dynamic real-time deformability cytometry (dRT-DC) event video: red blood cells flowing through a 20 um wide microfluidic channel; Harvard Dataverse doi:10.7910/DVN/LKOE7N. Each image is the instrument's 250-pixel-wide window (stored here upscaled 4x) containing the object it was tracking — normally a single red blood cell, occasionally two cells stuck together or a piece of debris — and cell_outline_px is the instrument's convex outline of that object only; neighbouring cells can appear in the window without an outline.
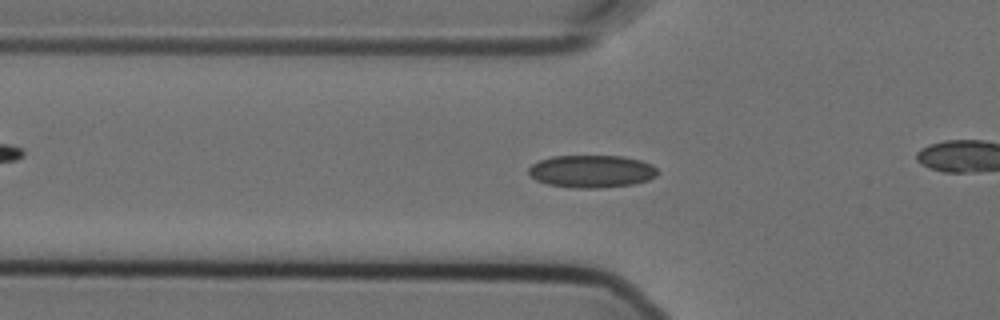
{"species": "Egyptian fruit bat (a non-hibernating species)", "species_latin": "Rousettus aegyptiacus", "temperature_condition": "cold", "stored_images_in_passage": 46, "camera_frame_rate_fps": 3000, "um_per_image_px": 0.085, "animal": {"sex": "female"}, "frame": {"image": 1, "passage_image": 19, "time_ms": 6.0, "image_size_px": [1000, 320], "cell_outline_px": [[656, 176], [648, 180], [632, 184], [600, 188], [572, 188], [548, 184], [536, 180], [528, 172], [528, 168], [532, 164], [540, 160], [552, 156], [624, 156], [640, 160], [652, 164], [656, 168]], "centroid_in_image_um": [50.28, 14.56], "position_along_channel_um": 75.5, "area_um2": 24.45}}
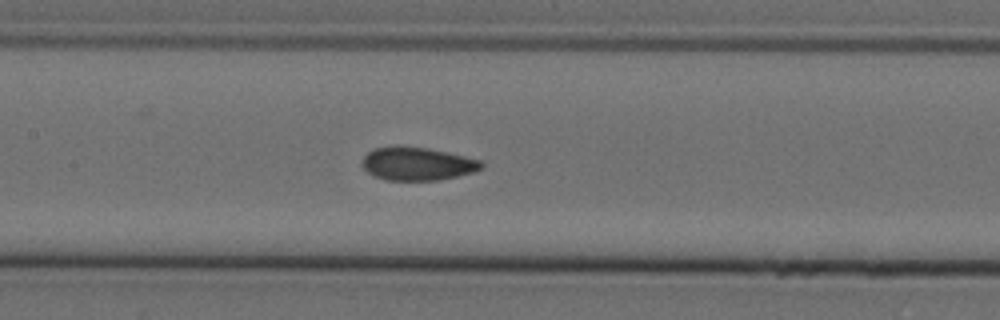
{"frame": {"image": 2, "passage_image": 27, "time_ms": 8.667, "image_size_px": [1000, 320], "cell_outline_px": [[484, 168], [472, 172], [440, 180], [384, 180], [368, 172], [364, 168], [364, 156], [368, 152], [376, 148], [396, 144], [428, 148], [464, 156], [480, 160], [484, 164]], "centroid_in_image_um": [35.48, 13.9], "position_along_channel_um": 171.9, "area_um2": 23.06}}
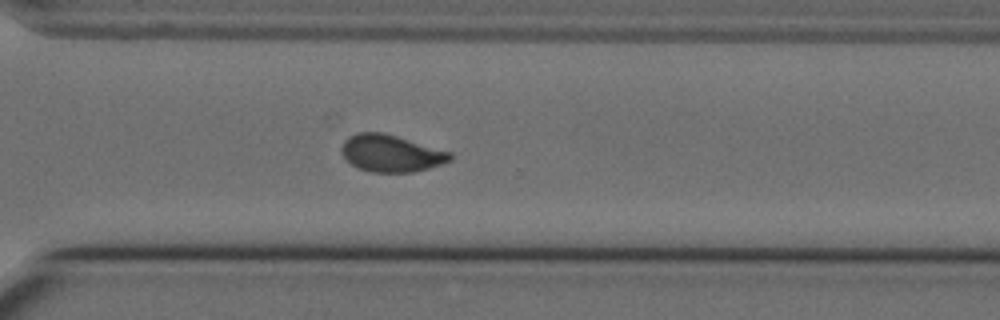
{"frame": {"image": 3, "passage_image": 41, "time_ms": 13.333, "image_size_px": [1000, 320], "cell_outline_px": [[452, 160], [428, 168], [412, 172], [372, 172], [360, 168], [352, 164], [344, 156], [344, 140], [348, 136], [356, 132], [384, 132], [452, 152]], "centroid_in_image_um": [33.28, 13.01], "position_along_channel_um": 337.3, "area_um2": 23.18}}